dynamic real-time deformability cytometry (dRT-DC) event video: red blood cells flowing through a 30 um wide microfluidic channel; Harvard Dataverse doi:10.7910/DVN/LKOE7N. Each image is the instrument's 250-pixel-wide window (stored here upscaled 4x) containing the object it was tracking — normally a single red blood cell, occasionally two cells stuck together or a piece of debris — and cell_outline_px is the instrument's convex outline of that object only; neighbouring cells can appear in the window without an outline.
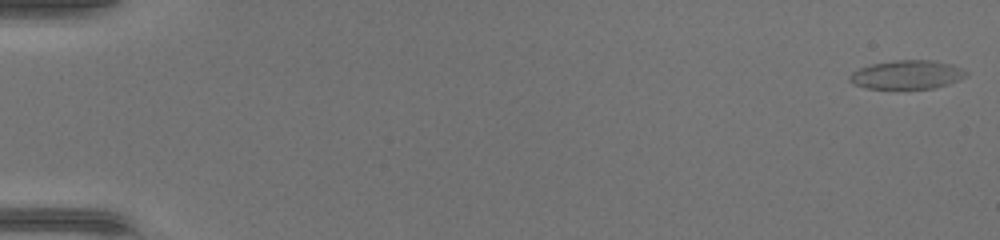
{"species": "common noctule bat (a hibernating species)", "species_latin": "Nyctalus noctula", "temperature_condition": "warm", "stored_images_in_passage": 48, "camera_frame_rate_fps": 3000, "um_per_image_px": 0.085, "animal": {"sex": "female", "body_mass_g": 17.0, "forearm_length_mm": 48.0}, "frame": {"image": 1, "passage_image": 1, "time_ms": 0.0, "image_size_px": [1000, 240], "cell_outline_px": [[968, 76], [960, 80], [948, 84], [932, 88], [868, 88], [852, 84], [848, 80], [848, 76], [852, 72], [860, 68], [872, 64], [896, 60], [932, 60], [952, 64], [968, 72]], "centroid_in_image_um": [77.1, 6.34], "position_along_channel_um": 7.9, "area_um2": 19.48}}
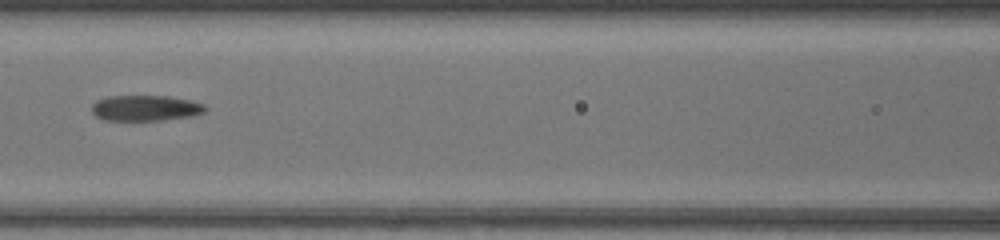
{"frame": {"image": 2, "passage_image": 23, "time_ms": 7.333, "image_size_px": [1000, 240], "cell_outline_px": [[208, 108], [204, 112], [188, 116], [160, 120], [104, 120], [96, 116], [92, 112], [92, 104], [96, 100], [108, 96], [168, 96], [192, 100], [204, 104]], "centroid_in_image_um": [12.35, 9.17], "position_along_channel_um": 154.2, "area_um2": 16.94}}
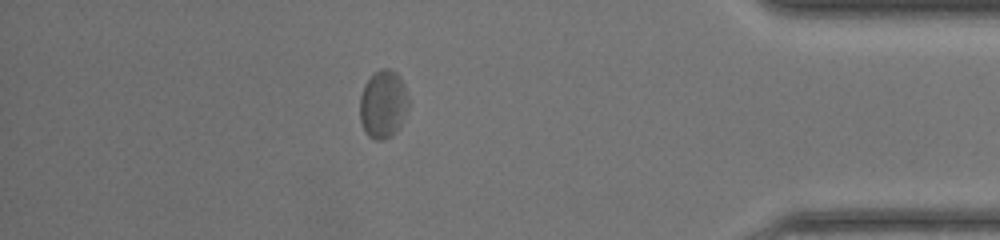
{"frame": {"image": 3, "passage_image": 42, "time_ms": 13.667, "image_size_px": [1000, 240], "cell_outline_px": [[408, 108], [400, 124], [392, 136], [384, 140], [376, 140], [368, 136], [360, 120], [360, 96], [364, 84], [380, 68], [388, 68], [396, 72], [400, 76], [404, 84], [408, 96]], "centroid_in_image_um": [32.57, 8.85], "position_along_channel_um": 402.6, "area_um2": 19.25}}